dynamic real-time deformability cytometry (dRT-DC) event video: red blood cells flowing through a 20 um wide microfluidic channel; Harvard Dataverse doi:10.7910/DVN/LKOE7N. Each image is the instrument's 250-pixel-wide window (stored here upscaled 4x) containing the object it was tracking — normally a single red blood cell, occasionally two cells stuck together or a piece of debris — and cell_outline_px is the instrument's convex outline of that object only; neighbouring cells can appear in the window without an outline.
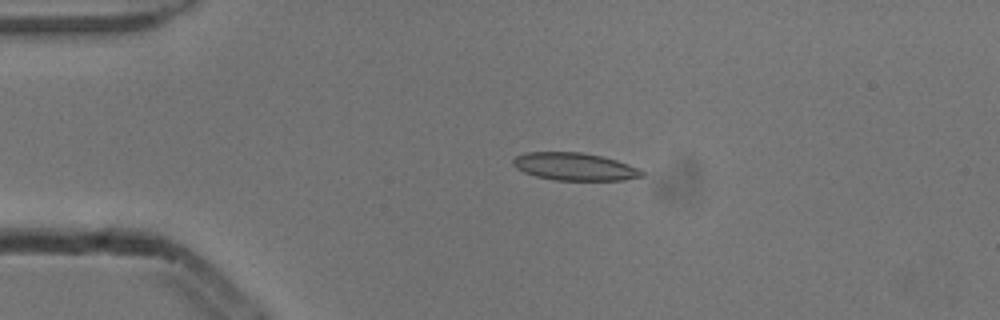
{"species": "common noctule bat (a hibernating species)", "species_latin": "Nyctalus noctula", "temperature_condition": "cold", "stored_images_in_passage": 4, "camera_frame_rate_fps": 3000, "um_per_image_px": 0.085, "animal": {"sex": "male", "body_mass_g": 13.3}, "frame": {"image": 1, "passage_image": 3, "time_ms": 0.667, "image_size_px": [1000, 320], "cell_outline_px": [[644, 176], [624, 180], [556, 180], [536, 176], [524, 172], [516, 168], [512, 164], [512, 160], [516, 156], [524, 152], [580, 152], [600, 156], [616, 160], [628, 164], [644, 172]], "centroid_in_image_um": [48.81, 14.16], "position_along_channel_um": 36.2, "area_um2": 20.63}}